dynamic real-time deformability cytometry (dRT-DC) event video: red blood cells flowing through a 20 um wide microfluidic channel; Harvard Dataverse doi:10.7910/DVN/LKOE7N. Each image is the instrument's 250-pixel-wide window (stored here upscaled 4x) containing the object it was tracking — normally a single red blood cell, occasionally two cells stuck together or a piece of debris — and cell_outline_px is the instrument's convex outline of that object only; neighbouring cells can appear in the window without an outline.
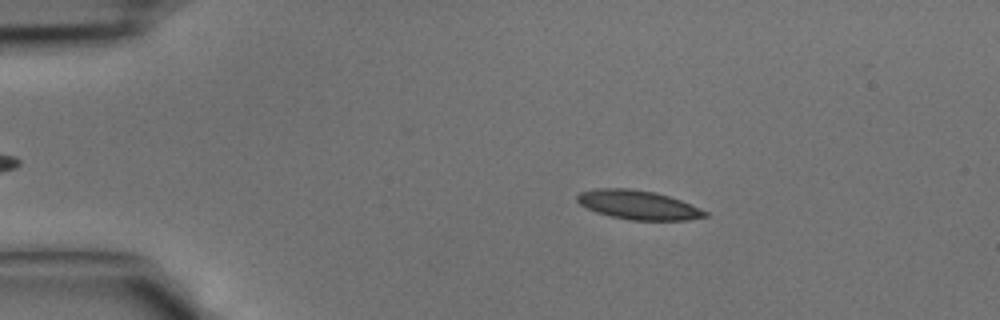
{"species": "common noctule bat (a hibernating species)", "species_latin": "Nyctalus noctula", "temperature_condition": "cold", "stored_images_in_passage": 41, "camera_frame_rate_fps": 3000, "um_per_image_px": 0.085, "animal": {"sex": "male", "body_mass_g": 15.6}, "frame": {"image": 1, "passage_image": 7, "time_ms": 2.0, "image_size_px": [1000, 320], "cell_outline_px": [[708, 216], [688, 220], [628, 220], [596, 212], [580, 204], [576, 200], [576, 196], [580, 192], [596, 188], [628, 188], [656, 192], [680, 200], [700, 208], [708, 212]], "centroid_in_image_um": [54.24, 17.41], "position_along_channel_um": 30.8, "area_um2": 21.62}}
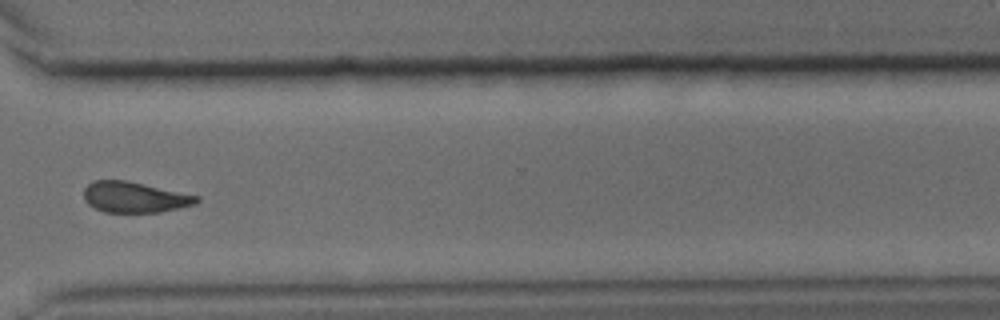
{"frame": {"image": 2, "passage_image": 31, "time_ms": 10.0, "image_size_px": [1000, 320], "cell_outline_px": [[200, 200], [196, 204], [160, 212], [104, 212], [88, 204], [84, 200], [84, 188], [92, 180], [124, 180], [144, 184], [200, 196]], "centroid_in_image_um": [11.43, 16.76], "position_along_channel_um": 359.2, "area_um2": 20.17}}
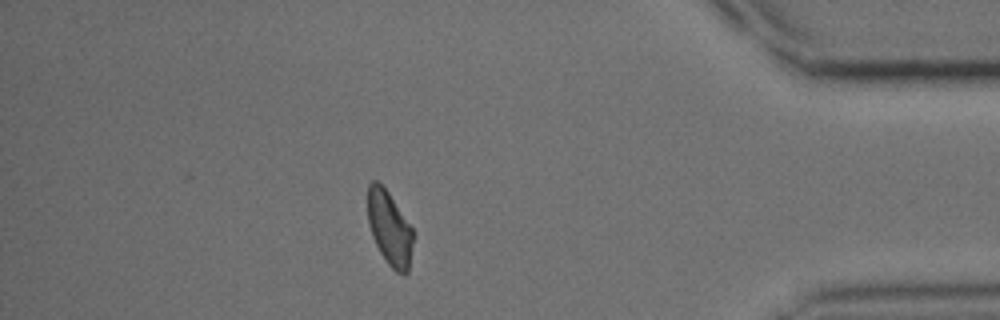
{"frame": {"image": 3, "passage_image": 36, "time_ms": 11.667, "image_size_px": [1000, 320], "cell_outline_px": [[416, 236], [408, 272], [404, 276], [396, 272], [388, 264], [380, 252], [372, 236], [368, 220], [368, 184], [372, 180], [376, 180], [388, 192], [412, 228]], "centroid_in_image_um": [33.15, 19.45], "position_along_channel_um": 402.1, "area_um2": 19.83}}